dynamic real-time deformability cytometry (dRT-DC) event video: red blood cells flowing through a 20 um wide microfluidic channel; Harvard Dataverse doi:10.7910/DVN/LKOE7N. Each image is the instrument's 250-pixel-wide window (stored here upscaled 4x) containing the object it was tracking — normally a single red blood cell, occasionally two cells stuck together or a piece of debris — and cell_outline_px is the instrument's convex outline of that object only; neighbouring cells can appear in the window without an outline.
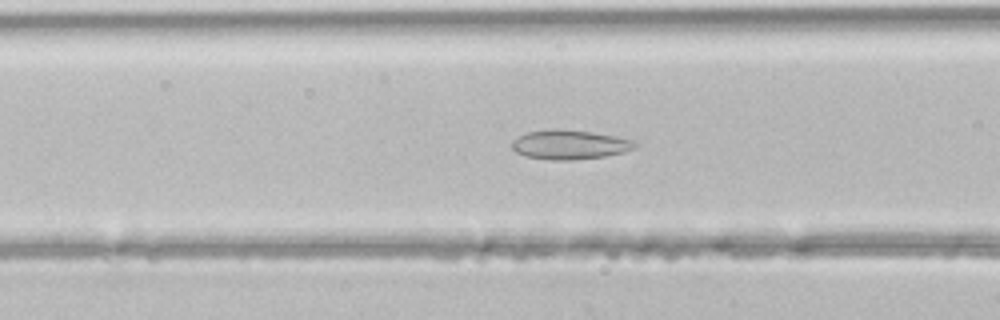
{"species": "common noctule bat (a hibernating species)", "species_latin": "Nyctalus noctula", "temperature_condition": "room temperature", "stored_images_in_passage": 36, "camera_frame_rate_fps": 3000, "um_per_image_px": 0.085, "animal": {"sex": "male", "body_mass_g": 21.5, "forearm_length_mm": 52.0}, "frame": {"image": 1, "passage_image": 12, "time_ms": 3.667, "image_size_px": [1000, 320], "cell_outline_px": [[636, 148], [624, 152], [604, 156], [572, 160], [548, 160], [524, 156], [516, 152], [512, 148], [512, 140], [528, 132], [592, 132], [636, 140]], "centroid_in_image_um": [48.47, 12.35], "position_along_channel_um": 118.1, "area_um2": 20.17}}
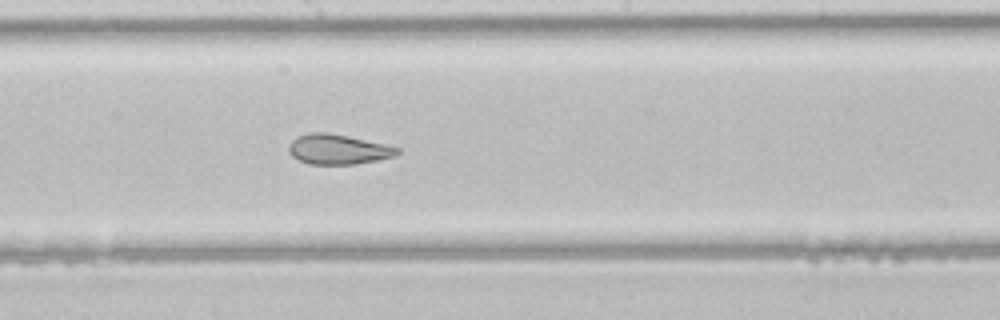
{"frame": {"image": 2, "passage_image": 19, "time_ms": 6.0, "image_size_px": [1000, 320], "cell_outline_px": [[400, 152], [396, 156], [356, 164], [308, 164], [292, 156], [288, 152], [288, 144], [296, 136], [308, 132], [324, 132], [348, 136], [384, 144], [400, 148]], "centroid_in_image_um": [28.7, 12.69], "position_along_channel_um": 219.5, "area_um2": 19.02}}
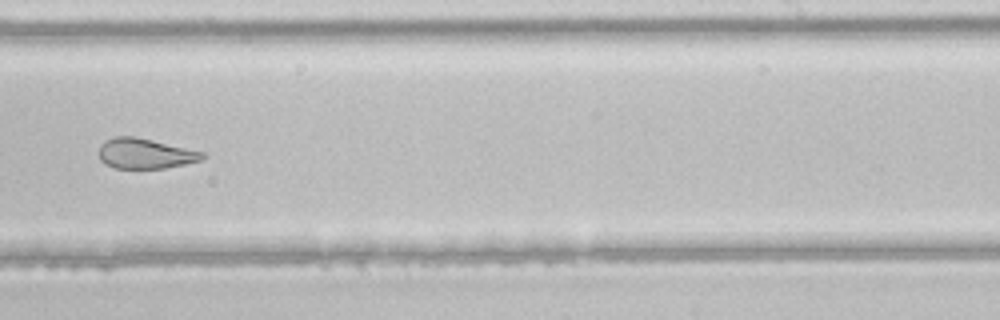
{"frame": {"image": 3, "passage_image": 23, "time_ms": 7.333, "image_size_px": [1000, 320], "cell_outline_px": [[208, 156], [200, 160], [184, 164], [164, 168], [116, 168], [100, 160], [100, 144], [104, 140], [112, 136], [136, 136], [204, 152]], "centroid_in_image_um": [12.34, 13.03], "position_along_channel_um": 276.7, "area_um2": 18.21}}